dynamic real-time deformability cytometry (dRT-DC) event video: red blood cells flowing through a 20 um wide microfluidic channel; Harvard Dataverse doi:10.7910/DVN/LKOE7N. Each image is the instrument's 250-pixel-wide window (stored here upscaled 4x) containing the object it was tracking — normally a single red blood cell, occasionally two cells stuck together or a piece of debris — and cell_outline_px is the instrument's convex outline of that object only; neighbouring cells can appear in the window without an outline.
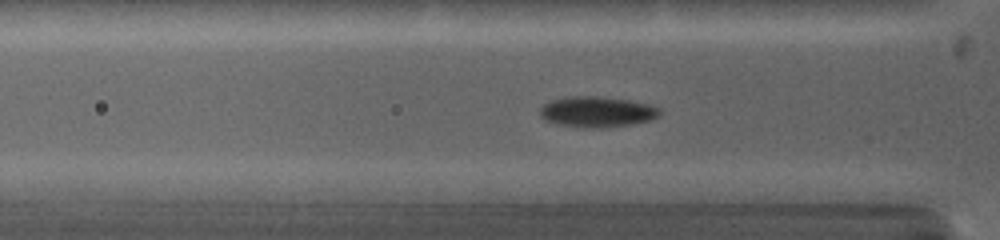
{"species": "common noctule bat (a hibernating species)", "species_latin": "Nyctalus noctula", "temperature_condition": "warm", "stored_images_in_passage": 73, "camera_frame_rate_fps": 5000, "um_per_image_px": 0.085, "animal": {"sex": "female", "body_mass_g": 19.0, "forearm_length_mm": 53.3}, "frame": {"image": 1, "passage_image": 24, "time_ms": 3.0, "image_size_px": [1000, 240], "cell_outline_px": [[660, 116], [652, 120], [628, 124], [600, 128], [560, 124], [544, 120], [540, 116], [540, 108], [544, 104], [552, 100], [568, 96], [600, 96], [628, 100], [648, 104], [660, 108]], "centroid_in_image_um": [50.76, 9.49], "position_along_channel_um": 75.0, "area_um2": 21.15}}
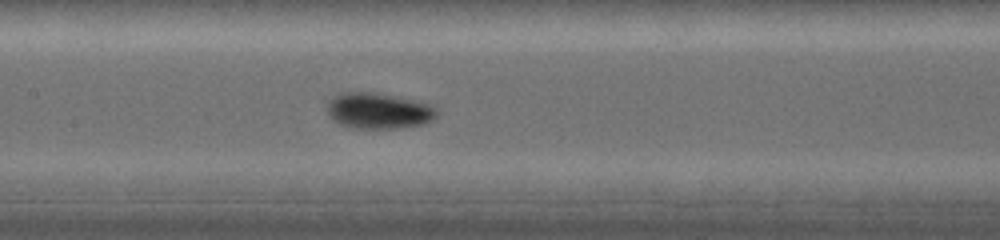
{"frame": {"image": 2, "passage_image": 44, "time_ms": 5.4, "image_size_px": [1000, 240], "cell_outline_px": [[436, 116], [432, 120], [420, 124], [396, 128], [352, 128], [340, 124], [332, 120], [328, 112], [328, 100], [332, 96], [340, 92], [372, 92], [396, 96], [428, 104], [436, 108]], "centroid_in_image_um": [32.11, 9.41], "position_along_channel_um": 175.3, "area_um2": 22.77}}
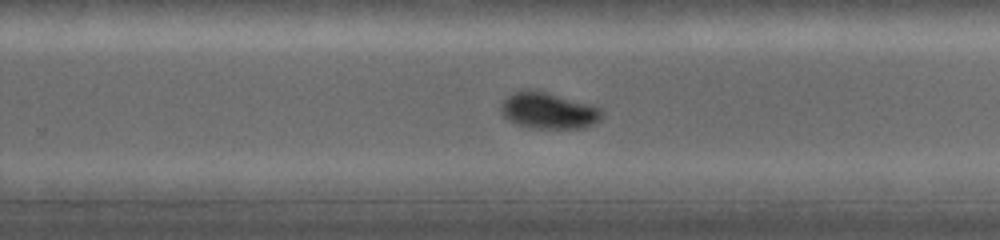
{"frame": {"image": 3, "passage_image": 66, "time_ms": 8.0, "image_size_px": [1000, 240], "cell_outline_px": [[604, 112], [600, 120], [584, 128], [532, 128], [516, 124], [508, 120], [504, 116], [500, 108], [500, 104], [508, 96], [524, 88], [532, 88], [548, 92], [592, 104], [600, 108]], "centroid_in_image_um": [46.63, 9.38], "position_along_channel_um": 283.2, "area_um2": 21.68}, "authors_computed_cell_mechanics": {"area_um2": 21.675, "velocity_mm_per_s": 4.166, "shape_relaxation_time_tau1_ms": 2.303, "shape_relaxation_time_tau2_ms": null, "deformation_change_tau1": 0.1434, "deformation_change_tau2": null}}